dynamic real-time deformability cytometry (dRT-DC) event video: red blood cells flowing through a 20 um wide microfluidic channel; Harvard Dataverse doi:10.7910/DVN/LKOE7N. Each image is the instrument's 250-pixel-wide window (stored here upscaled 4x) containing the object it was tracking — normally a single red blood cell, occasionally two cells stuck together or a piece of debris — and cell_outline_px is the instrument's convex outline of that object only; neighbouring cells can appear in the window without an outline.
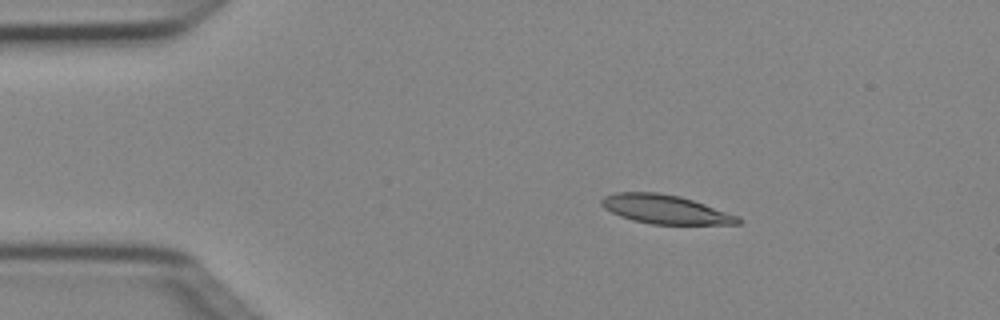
{"species": "Egyptian fruit bat (a non-hibernating species)", "species_latin": "Rousettus aegyptiacus", "temperature_condition": "cold", "stored_images_in_passage": 6, "camera_frame_rate_fps": 3000, "um_per_image_px": 0.085, "animal": {"sex": "female"}, "frame": {"image": 1, "passage_image": 3, "time_ms": 0.667, "image_size_px": [1000, 320], "cell_outline_px": [[744, 220], [740, 224], [652, 224], [632, 220], [620, 216], [604, 208], [600, 204], [600, 200], [604, 196], [616, 192], [660, 192], [680, 196], [740, 216]], "centroid_in_image_um": [56.56, 17.79], "position_along_channel_um": 28.4, "area_um2": 23.06}}
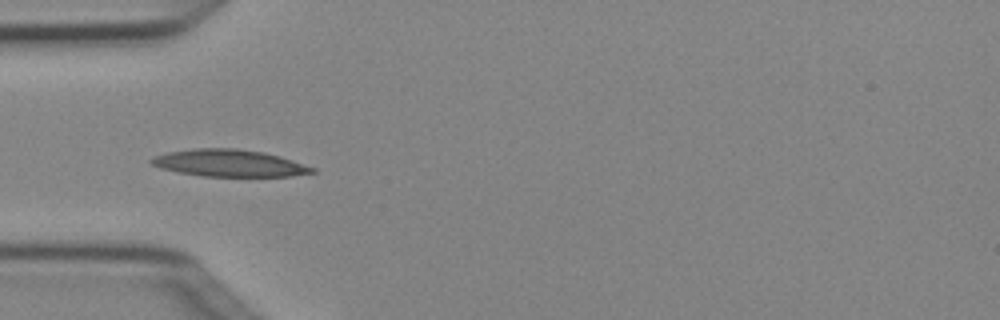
{"frame": {"image": 2, "passage_image": 5, "time_ms": 1.333, "image_size_px": [1000, 320], "cell_outline_px": [[316, 172], [292, 176], [200, 176], [176, 172], [160, 168], [148, 164], [148, 160], [156, 156], [168, 152], [192, 148], [236, 148], [264, 152], [280, 156], [316, 168]], "centroid_in_image_um": [19.45, 13.86], "position_along_channel_um": 65.6, "area_um2": 25.55}}
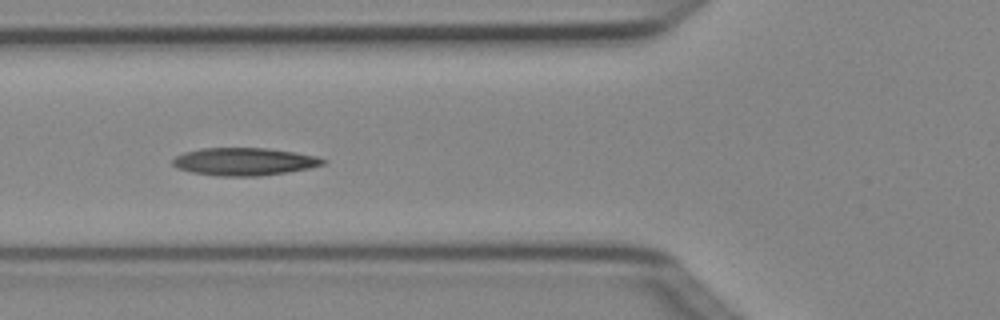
{"frame": {"image": 3, "passage_image": 6, "time_ms": 1.667, "image_size_px": [1000, 320], "cell_outline_px": [[328, 160], [324, 164], [308, 168], [288, 172], [260, 176], [220, 176], [192, 172], [176, 168], [172, 164], [172, 160], [176, 156], [184, 152], [200, 148], [268, 148], [296, 152], [316, 156]], "centroid_in_image_um": [20.76, 13.73], "position_along_channel_um": 105.0, "area_um2": 24.33}}